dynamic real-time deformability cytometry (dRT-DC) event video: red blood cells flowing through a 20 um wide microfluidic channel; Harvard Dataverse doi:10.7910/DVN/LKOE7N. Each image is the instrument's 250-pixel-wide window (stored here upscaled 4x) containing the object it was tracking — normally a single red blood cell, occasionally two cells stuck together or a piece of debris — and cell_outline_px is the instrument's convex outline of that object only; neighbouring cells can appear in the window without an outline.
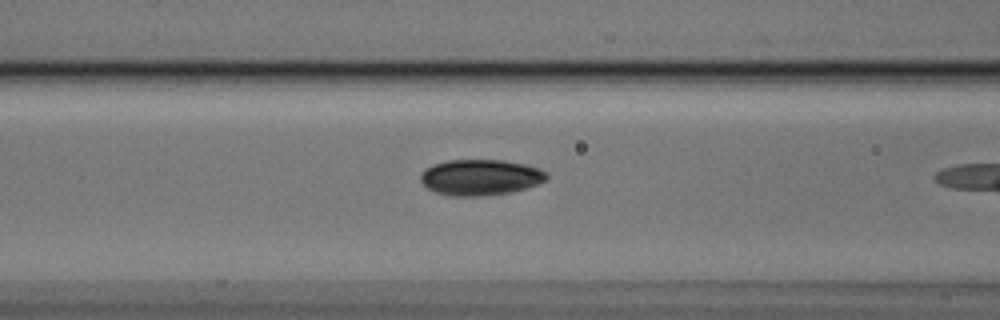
{"species": "Egyptian fruit bat (a non-hibernating species)", "species_latin": "Rousettus aegyptiacus", "temperature_condition": "cold", "stored_images_in_passage": 6, "camera_frame_rate_fps": 3000, "um_per_image_px": 0.085, "animal": {"sex": "male"}, "frame": {"image": 1, "passage_image": 5, "time_ms": 1.333, "image_size_px": [1000, 320], "cell_outline_px": [[548, 176], [544, 180], [528, 188], [512, 192], [484, 196], [452, 196], [436, 192], [428, 188], [420, 180], [420, 176], [424, 168], [432, 164], [448, 160], [504, 160], [524, 164], [540, 168], [548, 172]], "centroid_in_image_um": [40.83, 15.07], "position_along_channel_um": 125.8, "area_um2": 26.53}}